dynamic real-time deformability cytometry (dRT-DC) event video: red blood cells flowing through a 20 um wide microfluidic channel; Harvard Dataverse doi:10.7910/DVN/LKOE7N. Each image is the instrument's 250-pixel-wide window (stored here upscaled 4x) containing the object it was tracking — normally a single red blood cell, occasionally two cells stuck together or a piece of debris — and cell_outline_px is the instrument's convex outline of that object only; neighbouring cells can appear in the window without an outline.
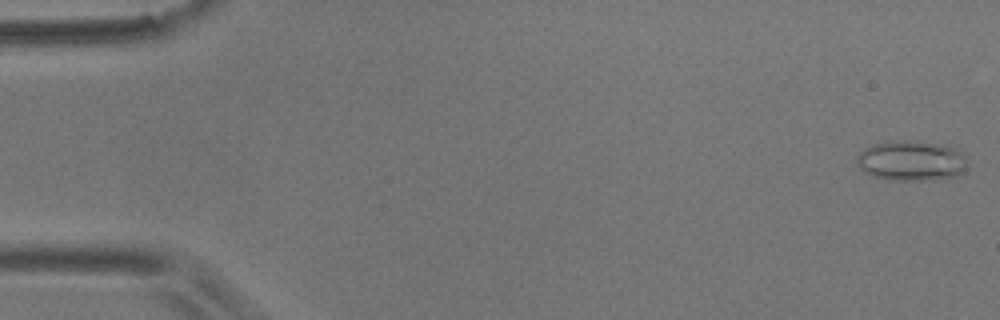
{"species": "common noctule bat (a hibernating species)", "species_latin": "Nyctalus noctula", "temperature_condition": "room temperature", "stored_images_in_passage": 56, "camera_frame_rate_fps": 3000, "um_per_image_px": 0.085, "animal": {"sex": "male", "body_mass_g": 17.9}, "frame": {"image": 1, "passage_image": 1, "time_ms": 0.0, "image_size_px": [1000, 320], "cell_outline_px": [[968, 164], [956, 176], [936, 180], [888, 180], [872, 176], [864, 172], [856, 164], [856, 156], [864, 148], [872, 144], [896, 140], [904, 140], [940, 144], [952, 148], [960, 152], [964, 156]], "centroid_in_image_um": [77.4, 13.67], "position_along_channel_um": 7.6, "area_um2": 25.95}}
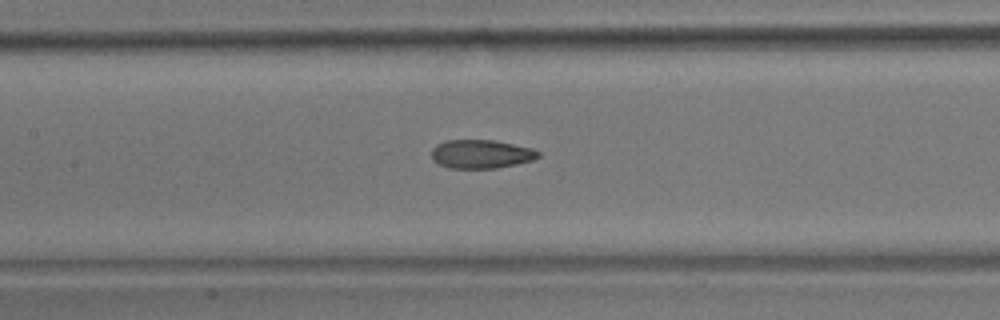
{"frame": {"image": 2, "passage_image": 26, "time_ms": 8.333, "image_size_px": [1000, 320], "cell_outline_px": [[540, 156], [532, 160], [516, 164], [496, 168], [448, 168], [432, 160], [432, 148], [436, 144], [448, 140], [492, 140], [532, 148], [540, 152]], "centroid_in_image_um": [40.88, 13.09], "position_along_channel_um": 166.5, "area_um2": 17.74}}
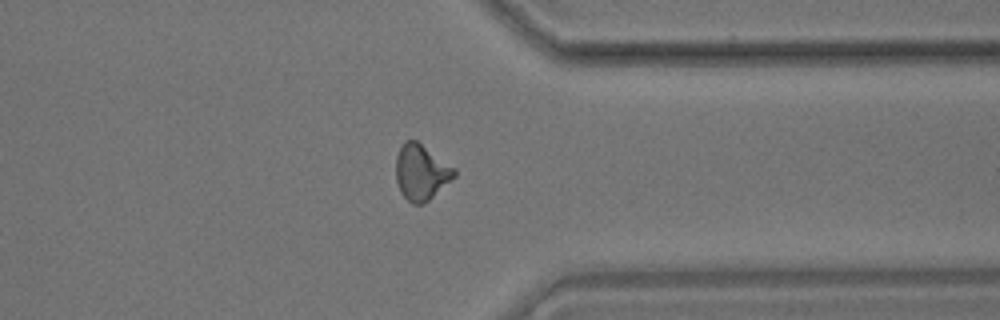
{"frame": {"image": 3, "passage_image": 44, "time_ms": 14.333, "image_size_px": [1000, 320], "cell_outline_px": [[456, 176], [452, 180], [424, 204], [412, 204], [400, 192], [396, 180], [396, 156], [404, 140], [416, 140], [456, 168]], "centroid_in_image_um": [35.81, 14.64], "position_along_channel_um": 375.6, "area_um2": 19.02}, "authors_computed_cell_mechanics": {"area_um2": 18.3226, "velocity_mm_per_s": 3.5618, "shape_relaxation_time_tau1_ms": null, "shape_relaxation_time_tau2_ms": 2.3337, "deformation_change_tau1": null, "deformation_change_tau2": 0.08}}